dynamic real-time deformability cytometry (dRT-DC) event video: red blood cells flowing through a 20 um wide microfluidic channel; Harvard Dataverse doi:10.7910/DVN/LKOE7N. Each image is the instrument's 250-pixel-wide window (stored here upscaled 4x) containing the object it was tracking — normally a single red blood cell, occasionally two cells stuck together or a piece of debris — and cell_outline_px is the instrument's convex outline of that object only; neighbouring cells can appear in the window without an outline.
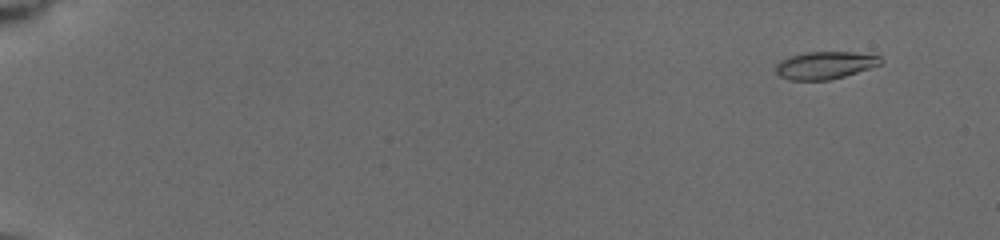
{"species": "common noctule bat (a hibernating species)", "species_latin": "Nyctalus noctula", "temperature_condition": "cold", "stored_images_in_passage": 10, "camera_frame_rate_fps": 3000, "um_per_image_px": 0.085, "animal": {"sex": "female", "body_mass_g": 19.5, "forearm_length_mm": 54.1}, "frame": {"image": 1, "passage_image": 1, "time_ms": 0.0, "image_size_px": [1000, 240], "cell_outline_px": [[884, 64], [844, 76], [828, 80], [788, 80], [780, 76], [776, 72], [776, 64], [780, 60], [788, 56], [808, 52], [852, 52], [880, 56], [884, 60]], "centroid_in_image_um": [70.14, 5.54], "position_along_channel_um": 14.9, "area_um2": 16.94}}
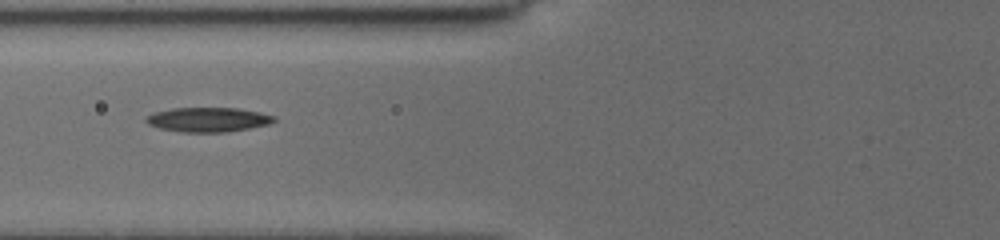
{"frame": {"image": 2, "passage_image": 8, "time_ms": 6.667, "image_size_px": [1000, 240], "cell_outline_px": [[276, 120], [268, 124], [248, 128], [224, 132], [180, 132], [160, 128], [148, 124], [144, 120], [152, 112], [172, 108], [240, 108], [260, 112], [276, 116]], "centroid_in_image_um": [17.67, 10.16], "position_along_channel_um": 108.1, "area_um2": 18.26}}
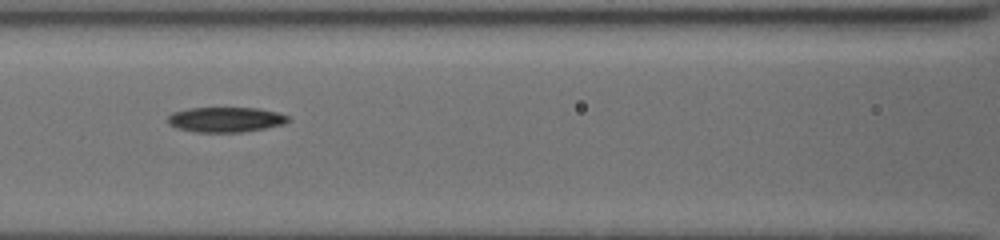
{"frame": {"image": 3, "passage_image": 9, "time_ms": 7.667, "image_size_px": [1000, 240], "cell_outline_px": [[292, 120], [284, 124], [264, 128], [240, 132], [196, 132], [176, 128], [168, 124], [168, 116], [172, 112], [188, 108], [260, 108], [280, 112], [292, 116]], "centroid_in_image_um": [19.23, 10.15], "position_along_channel_um": 147.4, "area_um2": 17.86}}